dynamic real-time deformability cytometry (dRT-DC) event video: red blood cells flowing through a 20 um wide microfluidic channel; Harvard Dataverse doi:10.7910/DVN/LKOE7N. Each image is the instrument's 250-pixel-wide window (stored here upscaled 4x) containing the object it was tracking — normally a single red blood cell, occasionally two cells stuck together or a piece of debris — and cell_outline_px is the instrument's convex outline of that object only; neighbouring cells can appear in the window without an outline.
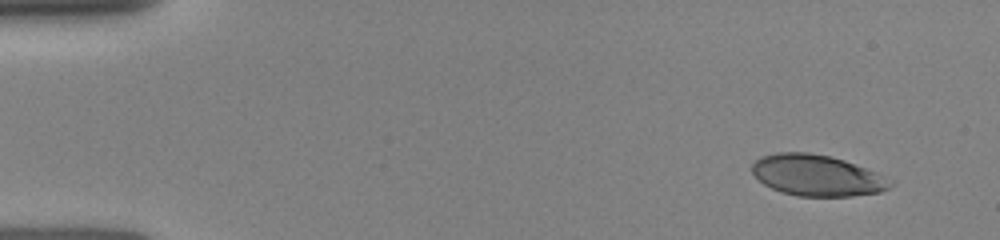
{"species": "human", "species_latin": "Homo sapiens", "temperature_condition": "room temperature", "stored_images_in_passage": 10, "camera_frame_rate_fps": 3000, "um_per_image_px": 0.085, "donor": {"sex": "female"}, "frame": {"image": 1, "passage_image": 1, "time_ms": 0.0, "image_size_px": [1000, 240], "cell_outline_px": [[896, 180], [888, 188], [880, 192], [852, 196], [796, 196], [780, 192], [764, 184], [752, 172], [752, 164], [760, 156], [776, 152], [808, 152], [828, 156], [844, 160], [876, 172]], "centroid_in_image_um": [69.46, 14.91], "position_along_channel_um": 15.5, "area_um2": 33.23}}
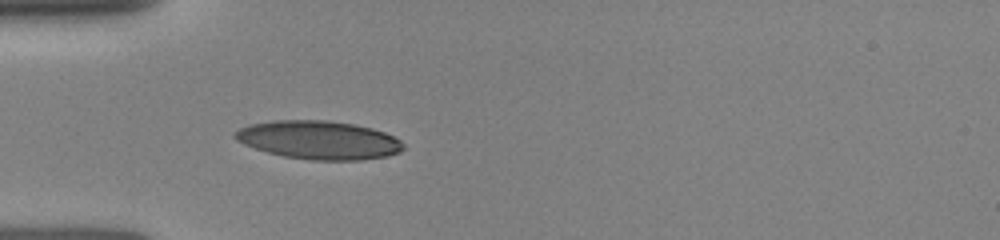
{"frame": {"image": 2, "passage_image": 9, "time_ms": 3.667, "image_size_px": [1000, 240], "cell_outline_px": [[404, 148], [400, 152], [388, 156], [360, 160], [312, 160], [284, 156], [268, 152], [244, 144], [236, 140], [232, 136], [232, 132], [248, 124], [276, 120], [328, 120], [352, 124], [372, 128], [384, 132], [400, 140], [404, 144]], "centroid_in_image_um": [27.08, 11.9], "position_along_channel_um": 57.9, "area_um2": 37.74}}
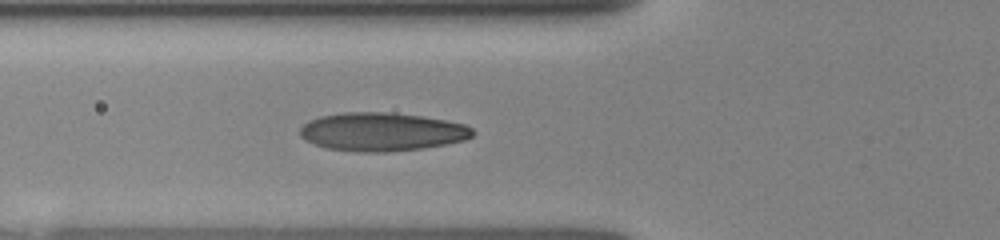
{"frame": {"image": 3, "passage_image": 10, "time_ms": 4.667, "image_size_px": [1000, 240], "cell_outline_px": [[476, 132], [472, 136], [464, 140], [424, 148], [388, 152], [360, 152], [328, 148], [304, 140], [300, 136], [300, 128], [308, 120], [320, 116], [344, 112], [392, 112], [420, 116], [444, 120], [464, 124], [472, 128]], "centroid_in_image_um": [32.45, 11.2], "position_along_channel_um": 93.4, "area_um2": 38.67}}